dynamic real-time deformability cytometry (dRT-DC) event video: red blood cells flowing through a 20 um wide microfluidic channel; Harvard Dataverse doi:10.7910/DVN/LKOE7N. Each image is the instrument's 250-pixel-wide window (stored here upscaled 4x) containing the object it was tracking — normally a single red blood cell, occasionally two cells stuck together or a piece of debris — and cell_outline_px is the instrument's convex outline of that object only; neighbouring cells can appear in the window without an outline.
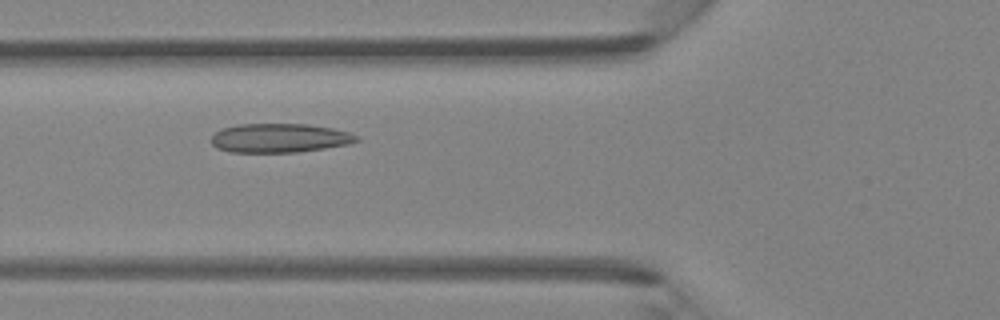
{"species": "Egyptian fruit bat (a non-hibernating species)", "species_latin": "Rousettus aegyptiacus", "temperature_condition": "room temperature", "stored_images_in_passage": 42, "camera_frame_rate_fps": 3000, "um_per_image_px": 0.085, "animal": {"sex": "female"}, "frame": {"image": 1, "passage_image": 13, "time_ms": 4.0, "image_size_px": [1000, 320], "cell_outline_px": [[360, 140], [348, 144], [324, 148], [296, 152], [232, 152], [216, 148], [212, 144], [212, 136], [220, 128], [240, 124], [308, 124], [332, 128], [348, 132], [360, 136]], "centroid_in_image_um": [23.76, 11.73], "position_along_channel_um": 102.0, "area_um2": 24.57}}
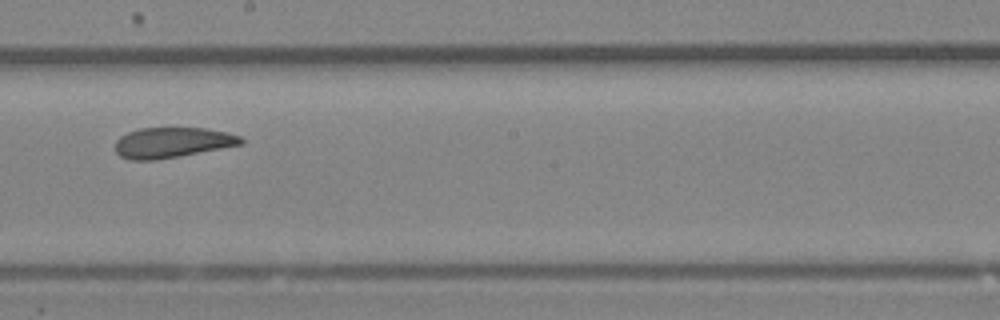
{"frame": {"image": 2, "passage_image": 22, "time_ms": 7.0, "image_size_px": [1000, 320], "cell_outline_px": [[244, 144], [180, 156], [156, 160], [132, 160], [120, 156], [116, 152], [116, 140], [120, 136], [128, 132], [140, 128], [204, 128], [228, 132], [240, 136], [244, 140]], "centroid_in_image_um": [14.66, 12.11], "position_along_channel_um": 233.5, "area_um2": 22.31}}
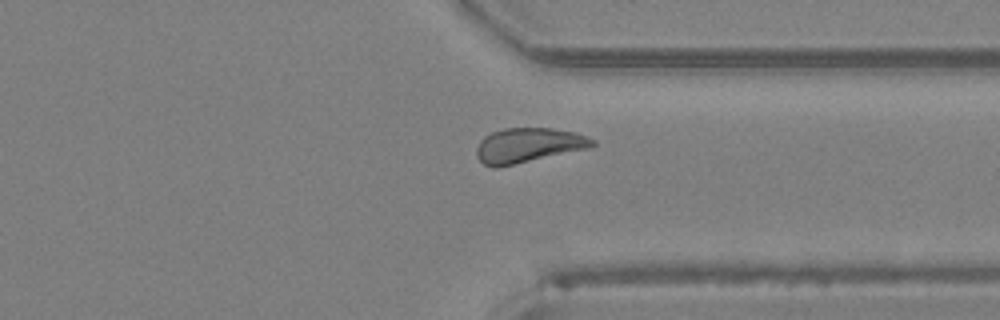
{"frame": {"image": 3, "passage_image": 31, "time_ms": 10.0, "image_size_px": [1000, 320], "cell_outline_px": [[596, 144], [588, 148], [496, 168], [492, 168], [484, 164], [476, 156], [476, 148], [480, 140], [484, 136], [492, 132], [504, 128], [552, 128], [576, 132], [588, 136], [596, 140]], "centroid_in_image_um": [44.9, 12.34], "position_along_channel_um": 366.5, "area_um2": 23.47}}